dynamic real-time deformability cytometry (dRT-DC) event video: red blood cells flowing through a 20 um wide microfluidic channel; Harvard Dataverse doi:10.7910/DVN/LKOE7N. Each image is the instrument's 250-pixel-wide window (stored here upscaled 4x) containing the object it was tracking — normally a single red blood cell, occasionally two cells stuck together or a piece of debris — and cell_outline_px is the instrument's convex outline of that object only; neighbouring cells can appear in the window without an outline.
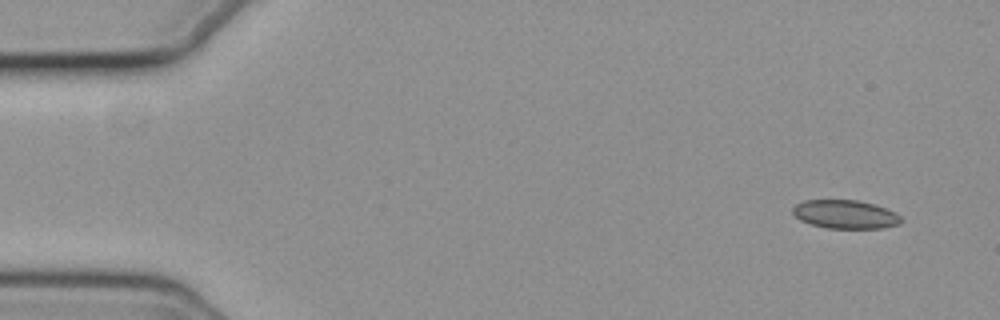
{"species": "common noctule bat (a hibernating species)", "species_latin": "Nyctalus noctula", "temperature_condition": "cold", "stored_images_in_passage": 43, "camera_frame_rate_fps": 3000, "um_per_image_px": 0.085, "animal": {"sex": "female", "body_mass_g": 19.3, "forearm_length_mm": 54.1}, "frame": {"image": 1, "passage_image": 1, "time_ms": 0.0, "image_size_px": [1000, 320], "cell_outline_px": [[904, 220], [900, 224], [880, 228], [828, 228], [812, 224], [800, 220], [792, 212], [792, 208], [796, 204], [804, 200], [860, 200], [876, 204], [896, 212]], "centroid_in_image_um": [71.89, 18.21], "position_along_channel_um": 13.1, "area_um2": 18.15}}
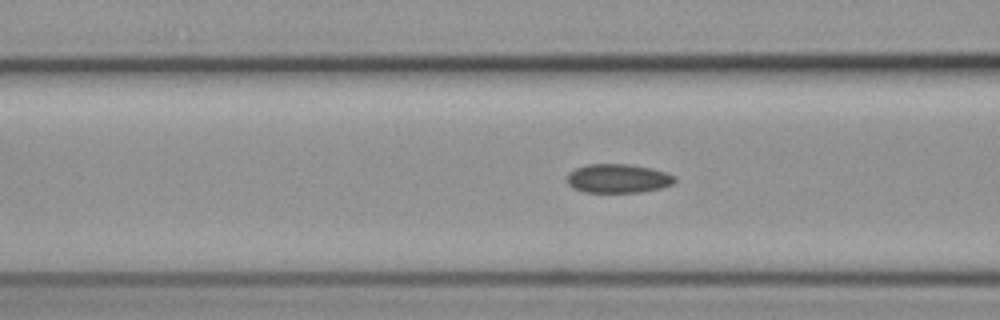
{"frame": {"image": 2, "passage_image": 19, "time_ms": 6.0, "image_size_px": [1000, 320], "cell_outline_px": [[676, 180], [672, 184], [660, 188], [640, 192], [584, 192], [572, 188], [568, 184], [568, 172], [576, 168], [588, 164], [628, 164], [652, 168], [676, 176]], "centroid_in_image_um": [52.52, 15.17], "position_along_channel_um": 114.1, "area_um2": 18.15}}
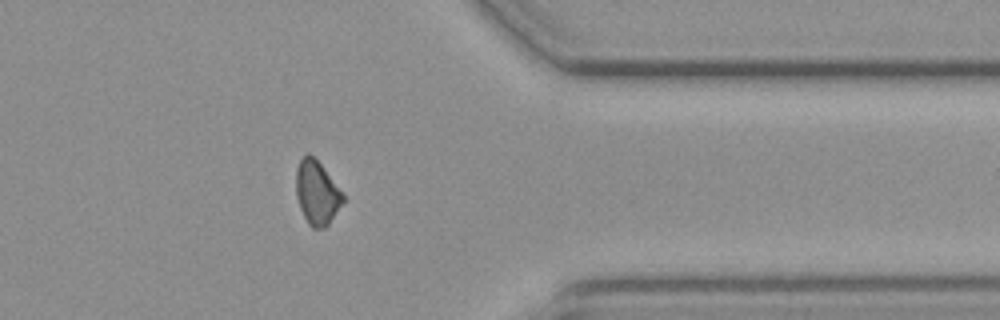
{"frame": {"image": 3, "passage_image": 42, "time_ms": 13.667, "image_size_px": [1000, 320], "cell_outline_px": [[344, 200], [328, 224], [324, 228], [312, 228], [308, 224], [300, 208], [296, 196], [296, 168], [300, 160], [308, 152], [320, 164], [344, 196]], "centroid_in_image_um": [26.9, 16.39], "position_along_channel_um": 384.5, "area_um2": 16.99}}